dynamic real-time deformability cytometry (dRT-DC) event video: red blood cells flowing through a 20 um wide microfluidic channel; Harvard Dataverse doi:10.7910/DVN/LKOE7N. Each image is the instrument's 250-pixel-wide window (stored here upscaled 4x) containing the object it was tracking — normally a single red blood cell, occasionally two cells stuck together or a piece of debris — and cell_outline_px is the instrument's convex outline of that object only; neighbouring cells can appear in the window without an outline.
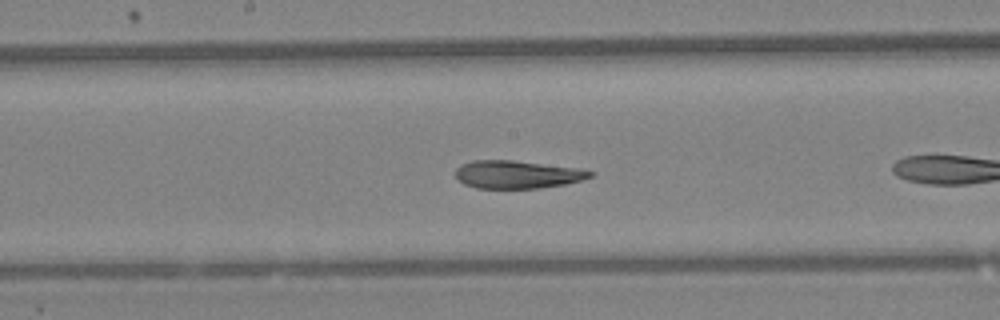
{"species": "Egyptian fruit bat (a non-hibernating species)", "species_latin": "Rousettus aegyptiacus", "temperature_condition": "warm", "stored_images_in_passage": 22, "camera_frame_rate_fps": 3000, "um_per_image_px": 0.085, "animal": {"sex": "female"}, "frame": {"image": 1, "passage_image": 7, "time_ms": 2.0, "image_size_px": [1000, 320], "cell_outline_px": [[596, 172], [592, 176], [580, 180], [564, 184], [536, 188], [476, 188], [464, 184], [456, 180], [456, 168], [460, 164], [472, 160], [512, 160], [584, 168]], "centroid_in_image_um": [43.96, 14.81], "position_along_channel_um": 204.2, "area_um2": 22.14}, "authors_computed_cell_mechanics": {"area_um2": 22.542, "velocity_mm_per_s": 4.4742, "shape_relaxation_time_tau1_ms": 5.3307, "shape_relaxation_time_tau2_ms": 0.7717, "deformation_change_tau1": 0.16, "deformation_change_tau2": 0.0742}}